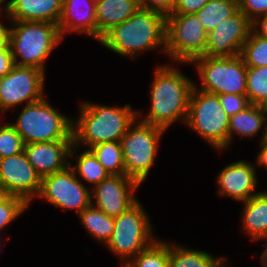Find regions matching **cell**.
Wrapping results in <instances>:
<instances>
[{
    "instance_id": "9c48e42d",
    "label": "cell",
    "mask_w": 267,
    "mask_h": 267,
    "mask_svg": "<svg viewBox=\"0 0 267 267\" xmlns=\"http://www.w3.org/2000/svg\"><path fill=\"white\" fill-rule=\"evenodd\" d=\"M201 85L194 87L211 94L246 95L247 66L240 55L233 57L200 56L192 60Z\"/></svg>"
},
{
    "instance_id": "836d02e7",
    "label": "cell",
    "mask_w": 267,
    "mask_h": 267,
    "mask_svg": "<svg viewBox=\"0 0 267 267\" xmlns=\"http://www.w3.org/2000/svg\"><path fill=\"white\" fill-rule=\"evenodd\" d=\"M239 10L252 23L257 18L267 15V0H237Z\"/></svg>"
},
{
    "instance_id": "d6986e66",
    "label": "cell",
    "mask_w": 267,
    "mask_h": 267,
    "mask_svg": "<svg viewBox=\"0 0 267 267\" xmlns=\"http://www.w3.org/2000/svg\"><path fill=\"white\" fill-rule=\"evenodd\" d=\"M5 0L10 21L59 23L63 0Z\"/></svg>"
},
{
    "instance_id": "8d00e7d4",
    "label": "cell",
    "mask_w": 267,
    "mask_h": 267,
    "mask_svg": "<svg viewBox=\"0 0 267 267\" xmlns=\"http://www.w3.org/2000/svg\"><path fill=\"white\" fill-rule=\"evenodd\" d=\"M15 66L10 48H0V78L8 74Z\"/></svg>"
},
{
    "instance_id": "d590c367",
    "label": "cell",
    "mask_w": 267,
    "mask_h": 267,
    "mask_svg": "<svg viewBox=\"0 0 267 267\" xmlns=\"http://www.w3.org/2000/svg\"><path fill=\"white\" fill-rule=\"evenodd\" d=\"M209 0H175V6L171 14H193L204 7Z\"/></svg>"
},
{
    "instance_id": "277c9868",
    "label": "cell",
    "mask_w": 267,
    "mask_h": 267,
    "mask_svg": "<svg viewBox=\"0 0 267 267\" xmlns=\"http://www.w3.org/2000/svg\"><path fill=\"white\" fill-rule=\"evenodd\" d=\"M9 46L17 66L45 72L46 60L64 41L58 25L40 21H10Z\"/></svg>"
},
{
    "instance_id": "5b68a950",
    "label": "cell",
    "mask_w": 267,
    "mask_h": 267,
    "mask_svg": "<svg viewBox=\"0 0 267 267\" xmlns=\"http://www.w3.org/2000/svg\"><path fill=\"white\" fill-rule=\"evenodd\" d=\"M24 144L73 140V118L59 113L44 97L24 105L14 122H10Z\"/></svg>"
},
{
    "instance_id": "b9f144b4",
    "label": "cell",
    "mask_w": 267,
    "mask_h": 267,
    "mask_svg": "<svg viewBox=\"0 0 267 267\" xmlns=\"http://www.w3.org/2000/svg\"><path fill=\"white\" fill-rule=\"evenodd\" d=\"M3 7V8H1ZM3 18V19H7L10 23V19L5 11V0H0V19Z\"/></svg>"
},
{
    "instance_id": "d4e9b609",
    "label": "cell",
    "mask_w": 267,
    "mask_h": 267,
    "mask_svg": "<svg viewBox=\"0 0 267 267\" xmlns=\"http://www.w3.org/2000/svg\"><path fill=\"white\" fill-rule=\"evenodd\" d=\"M79 221L88 234L99 243L107 245L114 230V217L108 216L92 204L78 215Z\"/></svg>"
},
{
    "instance_id": "8992f818",
    "label": "cell",
    "mask_w": 267,
    "mask_h": 267,
    "mask_svg": "<svg viewBox=\"0 0 267 267\" xmlns=\"http://www.w3.org/2000/svg\"><path fill=\"white\" fill-rule=\"evenodd\" d=\"M144 209L138 200L127 211L114 217L113 234L106 248L121 259V266H125L157 240L149 215Z\"/></svg>"
},
{
    "instance_id": "ac0fdd59",
    "label": "cell",
    "mask_w": 267,
    "mask_h": 267,
    "mask_svg": "<svg viewBox=\"0 0 267 267\" xmlns=\"http://www.w3.org/2000/svg\"><path fill=\"white\" fill-rule=\"evenodd\" d=\"M96 0H63L58 29L62 39L73 33L96 40Z\"/></svg>"
},
{
    "instance_id": "44dd1931",
    "label": "cell",
    "mask_w": 267,
    "mask_h": 267,
    "mask_svg": "<svg viewBox=\"0 0 267 267\" xmlns=\"http://www.w3.org/2000/svg\"><path fill=\"white\" fill-rule=\"evenodd\" d=\"M267 113L255 104H250L244 110L237 112L229 118L228 148L233 143L235 134L243 138H255L260 136L262 140ZM261 132L262 134H260ZM260 134V135H259Z\"/></svg>"
},
{
    "instance_id": "e0dca14e",
    "label": "cell",
    "mask_w": 267,
    "mask_h": 267,
    "mask_svg": "<svg viewBox=\"0 0 267 267\" xmlns=\"http://www.w3.org/2000/svg\"><path fill=\"white\" fill-rule=\"evenodd\" d=\"M73 140L35 142L24 145L29 163L43 178L64 170L69 165V151Z\"/></svg>"
},
{
    "instance_id": "d6a6232c",
    "label": "cell",
    "mask_w": 267,
    "mask_h": 267,
    "mask_svg": "<svg viewBox=\"0 0 267 267\" xmlns=\"http://www.w3.org/2000/svg\"><path fill=\"white\" fill-rule=\"evenodd\" d=\"M219 102L229 117L250 105L247 95L219 94Z\"/></svg>"
},
{
    "instance_id": "ee69618b",
    "label": "cell",
    "mask_w": 267,
    "mask_h": 267,
    "mask_svg": "<svg viewBox=\"0 0 267 267\" xmlns=\"http://www.w3.org/2000/svg\"><path fill=\"white\" fill-rule=\"evenodd\" d=\"M262 141L267 143V118H266V123H265V128H264V134L262 137Z\"/></svg>"
},
{
    "instance_id": "4316f807",
    "label": "cell",
    "mask_w": 267,
    "mask_h": 267,
    "mask_svg": "<svg viewBox=\"0 0 267 267\" xmlns=\"http://www.w3.org/2000/svg\"><path fill=\"white\" fill-rule=\"evenodd\" d=\"M109 175H125L120 141L102 142L89 148Z\"/></svg>"
},
{
    "instance_id": "52a82bcc",
    "label": "cell",
    "mask_w": 267,
    "mask_h": 267,
    "mask_svg": "<svg viewBox=\"0 0 267 267\" xmlns=\"http://www.w3.org/2000/svg\"><path fill=\"white\" fill-rule=\"evenodd\" d=\"M229 118L218 95L193 88L185 126L194 130L216 151L228 149Z\"/></svg>"
},
{
    "instance_id": "e575fe53",
    "label": "cell",
    "mask_w": 267,
    "mask_h": 267,
    "mask_svg": "<svg viewBox=\"0 0 267 267\" xmlns=\"http://www.w3.org/2000/svg\"><path fill=\"white\" fill-rule=\"evenodd\" d=\"M140 8L153 10L168 16L173 12L175 0H139Z\"/></svg>"
},
{
    "instance_id": "2e32d148",
    "label": "cell",
    "mask_w": 267,
    "mask_h": 267,
    "mask_svg": "<svg viewBox=\"0 0 267 267\" xmlns=\"http://www.w3.org/2000/svg\"><path fill=\"white\" fill-rule=\"evenodd\" d=\"M254 163L239 160L228 164L216 178L218 184L217 194L229 197L237 202H244L255 196L258 178Z\"/></svg>"
},
{
    "instance_id": "f6af8a7d",
    "label": "cell",
    "mask_w": 267,
    "mask_h": 267,
    "mask_svg": "<svg viewBox=\"0 0 267 267\" xmlns=\"http://www.w3.org/2000/svg\"><path fill=\"white\" fill-rule=\"evenodd\" d=\"M6 196V193L4 192L3 188L0 186V200Z\"/></svg>"
},
{
    "instance_id": "30bf717a",
    "label": "cell",
    "mask_w": 267,
    "mask_h": 267,
    "mask_svg": "<svg viewBox=\"0 0 267 267\" xmlns=\"http://www.w3.org/2000/svg\"><path fill=\"white\" fill-rule=\"evenodd\" d=\"M207 36L195 13L169 14L166 16L165 55L173 64H189L205 54Z\"/></svg>"
},
{
    "instance_id": "f546056e",
    "label": "cell",
    "mask_w": 267,
    "mask_h": 267,
    "mask_svg": "<svg viewBox=\"0 0 267 267\" xmlns=\"http://www.w3.org/2000/svg\"><path fill=\"white\" fill-rule=\"evenodd\" d=\"M267 94V66L247 67L246 95L250 104L257 105Z\"/></svg>"
},
{
    "instance_id": "6da1fadb",
    "label": "cell",
    "mask_w": 267,
    "mask_h": 267,
    "mask_svg": "<svg viewBox=\"0 0 267 267\" xmlns=\"http://www.w3.org/2000/svg\"><path fill=\"white\" fill-rule=\"evenodd\" d=\"M150 87L149 111L144 117L143 113L138 111V119L166 131L177 120L185 125L190 95L194 88L192 79L173 64L157 65Z\"/></svg>"
},
{
    "instance_id": "7bdbcfd3",
    "label": "cell",
    "mask_w": 267,
    "mask_h": 267,
    "mask_svg": "<svg viewBox=\"0 0 267 267\" xmlns=\"http://www.w3.org/2000/svg\"><path fill=\"white\" fill-rule=\"evenodd\" d=\"M265 113H267V94L265 97L257 104Z\"/></svg>"
},
{
    "instance_id": "ba28073f",
    "label": "cell",
    "mask_w": 267,
    "mask_h": 267,
    "mask_svg": "<svg viewBox=\"0 0 267 267\" xmlns=\"http://www.w3.org/2000/svg\"><path fill=\"white\" fill-rule=\"evenodd\" d=\"M165 129L147 124L137 118L121 138L125 175L140 185L154 165Z\"/></svg>"
},
{
    "instance_id": "5bb4252c",
    "label": "cell",
    "mask_w": 267,
    "mask_h": 267,
    "mask_svg": "<svg viewBox=\"0 0 267 267\" xmlns=\"http://www.w3.org/2000/svg\"><path fill=\"white\" fill-rule=\"evenodd\" d=\"M140 184L126 175H109L91 189V204L111 217L127 211L138 200Z\"/></svg>"
},
{
    "instance_id": "4fadbf2b",
    "label": "cell",
    "mask_w": 267,
    "mask_h": 267,
    "mask_svg": "<svg viewBox=\"0 0 267 267\" xmlns=\"http://www.w3.org/2000/svg\"><path fill=\"white\" fill-rule=\"evenodd\" d=\"M42 177L23 152L0 159V186L6 195H15L31 204L40 191Z\"/></svg>"
},
{
    "instance_id": "bcb514c9",
    "label": "cell",
    "mask_w": 267,
    "mask_h": 267,
    "mask_svg": "<svg viewBox=\"0 0 267 267\" xmlns=\"http://www.w3.org/2000/svg\"><path fill=\"white\" fill-rule=\"evenodd\" d=\"M3 240H2V237H0V247H2V242Z\"/></svg>"
},
{
    "instance_id": "9a60e30c",
    "label": "cell",
    "mask_w": 267,
    "mask_h": 267,
    "mask_svg": "<svg viewBox=\"0 0 267 267\" xmlns=\"http://www.w3.org/2000/svg\"><path fill=\"white\" fill-rule=\"evenodd\" d=\"M251 26L252 23L249 19L238 10L207 33V46L203 56L233 57L240 55L241 48L252 30Z\"/></svg>"
},
{
    "instance_id": "74e56055",
    "label": "cell",
    "mask_w": 267,
    "mask_h": 267,
    "mask_svg": "<svg viewBox=\"0 0 267 267\" xmlns=\"http://www.w3.org/2000/svg\"><path fill=\"white\" fill-rule=\"evenodd\" d=\"M251 27L255 34L267 39V15L257 18Z\"/></svg>"
},
{
    "instance_id": "484cf974",
    "label": "cell",
    "mask_w": 267,
    "mask_h": 267,
    "mask_svg": "<svg viewBox=\"0 0 267 267\" xmlns=\"http://www.w3.org/2000/svg\"><path fill=\"white\" fill-rule=\"evenodd\" d=\"M238 8L237 0H209L197 13L204 30L209 33L223 20L234 15Z\"/></svg>"
},
{
    "instance_id": "ffe728a7",
    "label": "cell",
    "mask_w": 267,
    "mask_h": 267,
    "mask_svg": "<svg viewBox=\"0 0 267 267\" xmlns=\"http://www.w3.org/2000/svg\"><path fill=\"white\" fill-rule=\"evenodd\" d=\"M140 8L139 0H96V41L130 18Z\"/></svg>"
},
{
    "instance_id": "7402d4cb",
    "label": "cell",
    "mask_w": 267,
    "mask_h": 267,
    "mask_svg": "<svg viewBox=\"0 0 267 267\" xmlns=\"http://www.w3.org/2000/svg\"><path fill=\"white\" fill-rule=\"evenodd\" d=\"M243 203L241 224L243 234L254 242L259 237L267 235V190L260 191Z\"/></svg>"
},
{
    "instance_id": "83f0119b",
    "label": "cell",
    "mask_w": 267,
    "mask_h": 267,
    "mask_svg": "<svg viewBox=\"0 0 267 267\" xmlns=\"http://www.w3.org/2000/svg\"><path fill=\"white\" fill-rule=\"evenodd\" d=\"M125 267H170L169 245L159 238L147 249L138 253Z\"/></svg>"
},
{
    "instance_id": "cb8c5ba5",
    "label": "cell",
    "mask_w": 267,
    "mask_h": 267,
    "mask_svg": "<svg viewBox=\"0 0 267 267\" xmlns=\"http://www.w3.org/2000/svg\"><path fill=\"white\" fill-rule=\"evenodd\" d=\"M78 149H80L78 146L71 145L69 159L71 157L73 159L75 158L76 163L69 160V166L74 170L76 177L88 182L90 186L93 185L91 187L92 189L105 180L109 174L89 149H85L83 150L84 152L81 151L80 154H76Z\"/></svg>"
},
{
    "instance_id": "f35d334b",
    "label": "cell",
    "mask_w": 267,
    "mask_h": 267,
    "mask_svg": "<svg viewBox=\"0 0 267 267\" xmlns=\"http://www.w3.org/2000/svg\"><path fill=\"white\" fill-rule=\"evenodd\" d=\"M259 143V152L256 157V167L263 166L265 169H267V143L261 141H258Z\"/></svg>"
},
{
    "instance_id": "7c38bea8",
    "label": "cell",
    "mask_w": 267,
    "mask_h": 267,
    "mask_svg": "<svg viewBox=\"0 0 267 267\" xmlns=\"http://www.w3.org/2000/svg\"><path fill=\"white\" fill-rule=\"evenodd\" d=\"M85 185L68 165L64 170L42 178L38 198L55 207L76 210L77 214L91 205V188Z\"/></svg>"
},
{
    "instance_id": "7a4b0ae2",
    "label": "cell",
    "mask_w": 267,
    "mask_h": 267,
    "mask_svg": "<svg viewBox=\"0 0 267 267\" xmlns=\"http://www.w3.org/2000/svg\"><path fill=\"white\" fill-rule=\"evenodd\" d=\"M120 56L137 58L157 49L165 54L166 16L139 8L130 18L108 31L98 42Z\"/></svg>"
},
{
    "instance_id": "f1b7e54d",
    "label": "cell",
    "mask_w": 267,
    "mask_h": 267,
    "mask_svg": "<svg viewBox=\"0 0 267 267\" xmlns=\"http://www.w3.org/2000/svg\"><path fill=\"white\" fill-rule=\"evenodd\" d=\"M240 56L247 67L267 66V39L251 30L241 48Z\"/></svg>"
},
{
    "instance_id": "1f68e13d",
    "label": "cell",
    "mask_w": 267,
    "mask_h": 267,
    "mask_svg": "<svg viewBox=\"0 0 267 267\" xmlns=\"http://www.w3.org/2000/svg\"><path fill=\"white\" fill-rule=\"evenodd\" d=\"M24 142L10 123L0 125V159L24 151Z\"/></svg>"
},
{
    "instance_id": "3957f363",
    "label": "cell",
    "mask_w": 267,
    "mask_h": 267,
    "mask_svg": "<svg viewBox=\"0 0 267 267\" xmlns=\"http://www.w3.org/2000/svg\"><path fill=\"white\" fill-rule=\"evenodd\" d=\"M79 114L73 118V144L87 149L102 142L120 141L138 118V110L130 103L121 107L82 101Z\"/></svg>"
},
{
    "instance_id": "603a6c76",
    "label": "cell",
    "mask_w": 267,
    "mask_h": 267,
    "mask_svg": "<svg viewBox=\"0 0 267 267\" xmlns=\"http://www.w3.org/2000/svg\"><path fill=\"white\" fill-rule=\"evenodd\" d=\"M170 267H227V257H216L205 251L183 247L178 243H169Z\"/></svg>"
},
{
    "instance_id": "60d3db41",
    "label": "cell",
    "mask_w": 267,
    "mask_h": 267,
    "mask_svg": "<svg viewBox=\"0 0 267 267\" xmlns=\"http://www.w3.org/2000/svg\"><path fill=\"white\" fill-rule=\"evenodd\" d=\"M259 240H265V243H266V247L265 249L263 250V253L261 254V257H260V263L263 267H267V235L266 236H262V237H259L255 242L257 243Z\"/></svg>"
},
{
    "instance_id": "4dcf8cb0",
    "label": "cell",
    "mask_w": 267,
    "mask_h": 267,
    "mask_svg": "<svg viewBox=\"0 0 267 267\" xmlns=\"http://www.w3.org/2000/svg\"><path fill=\"white\" fill-rule=\"evenodd\" d=\"M29 204L21 197L6 195L0 200V231L22 216ZM1 233V232H0ZM1 236V235H0Z\"/></svg>"
},
{
    "instance_id": "8fae6325",
    "label": "cell",
    "mask_w": 267,
    "mask_h": 267,
    "mask_svg": "<svg viewBox=\"0 0 267 267\" xmlns=\"http://www.w3.org/2000/svg\"><path fill=\"white\" fill-rule=\"evenodd\" d=\"M44 89L45 72L15 65L0 78V115L21 104L24 106L40 101L45 97Z\"/></svg>"
},
{
    "instance_id": "ab89813d",
    "label": "cell",
    "mask_w": 267,
    "mask_h": 267,
    "mask_svg": "<svg viewBox=\"0 0 267 267\" xmlns=\"http://www.w3.org/2000/svg\"><path fill=\"white\" fill-rule=\"evenodd\" d=\"M10 27L0 20V48H10L9 46Z\"/></svg>"
}]
</instances>
